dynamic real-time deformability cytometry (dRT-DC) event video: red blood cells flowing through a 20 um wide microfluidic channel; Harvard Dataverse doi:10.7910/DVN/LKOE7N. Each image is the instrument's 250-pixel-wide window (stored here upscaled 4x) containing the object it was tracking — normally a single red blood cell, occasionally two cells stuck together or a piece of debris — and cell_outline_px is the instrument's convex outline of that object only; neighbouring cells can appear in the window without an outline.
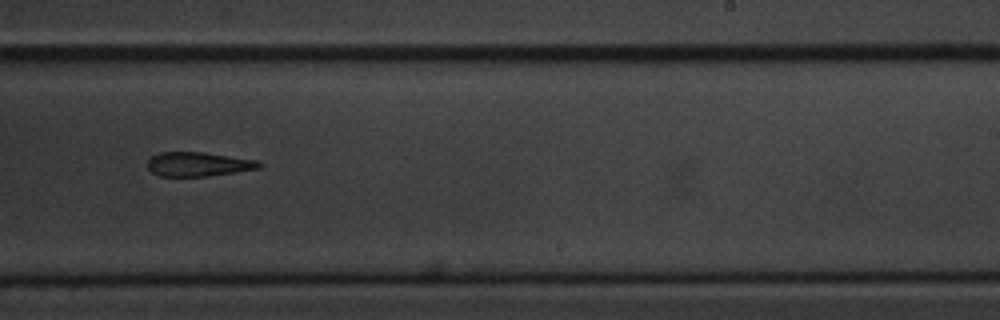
{"species": "common noctule bat (a hibernating species)", "species_latin": "Nyctalus noctula", "temperature_condition": "cold", "stored_images_in_passage": 15, "camera_frame_rate_fps": 3000, "um_per_image_px": 0.085, "animal": {"sex": "male", "body_mass_g": 20.1, "forearm_length_mm": 53.5}, "frame": {"image": 1, "passage_image": 9, "time_ms": 10.0, "image_size_px": [1000, 320], "cell_outline_px": [[264, 164], [260, 168], [236, 172], [204, 176], [160, 176], [152, 172], [148, 168], [148, 160], [152, 156], [160, 152], [204, 152], [256, 160]], "centroid_in_image_um": [16.86, 13.95], "position_along_channel_um": 272.1, "area_um2": 15.66}}
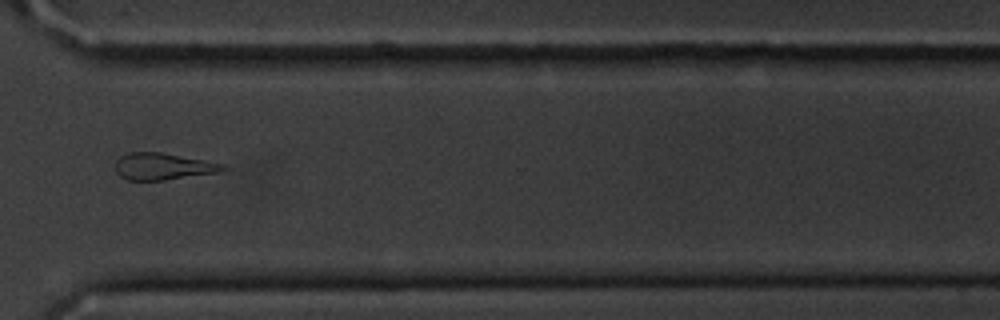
{"frame": {"image": 2, "passage_image": 11, "time_ms": 12.333, "image_size_px": [1000, 320], "cell_outline_px": [[228, 168], [216, 172], [164, 180], [128, 180], [120, 176], [116, 172], [116, 160], [120, 156], [128, 152], [160, 152], [204, 160], [224, 164]], "centroid_in_image_um": [13.8, 14.14], "position_along_channel_um": 356.8, "area_um2": 16.59}}